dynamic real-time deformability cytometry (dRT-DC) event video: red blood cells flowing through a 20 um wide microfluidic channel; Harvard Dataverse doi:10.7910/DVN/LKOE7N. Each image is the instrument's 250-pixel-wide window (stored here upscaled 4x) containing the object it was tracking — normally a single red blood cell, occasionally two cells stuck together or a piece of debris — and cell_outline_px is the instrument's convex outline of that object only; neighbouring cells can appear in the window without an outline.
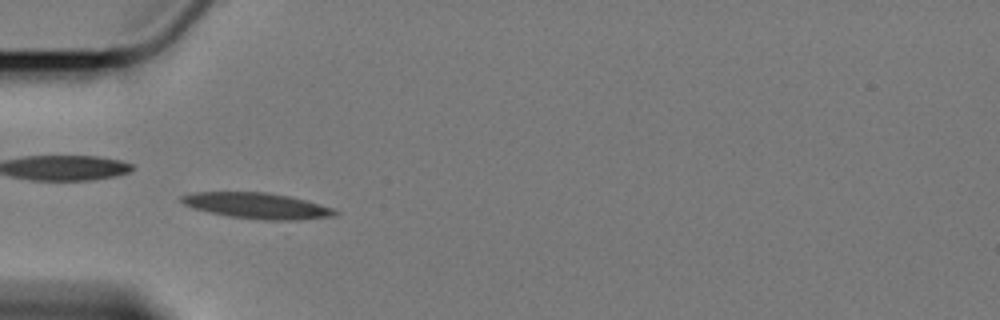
{"species": "Egyptian fruit bat (a non-hibernating species)", "species_latin": "Rousettus aegyptiacus", "temperature_condition": "cold", "stored_images_in_passage": 30, "camera_frame_rate_fps": 3000, "um_per_image_px": 0.085, "animal": {"sex": "female"}, "frame": {"image": 1, "passage_image": 17, "time_ms": 5.333, "image_size_px": [1000, 320], "cell_outline_px": [[340, 212], [336, 216], [296, 220], [264, 220], [228, 216], [208, 212], [184, 204], [180, 200], [180, 196], [192, 192], [268, 192], [288, 196], [304, 200], [332, 208]], "centroid_in_image_um": [21.85, 17.49], "position_along_channel_um": 63.2, "area_um2": 23.0}}
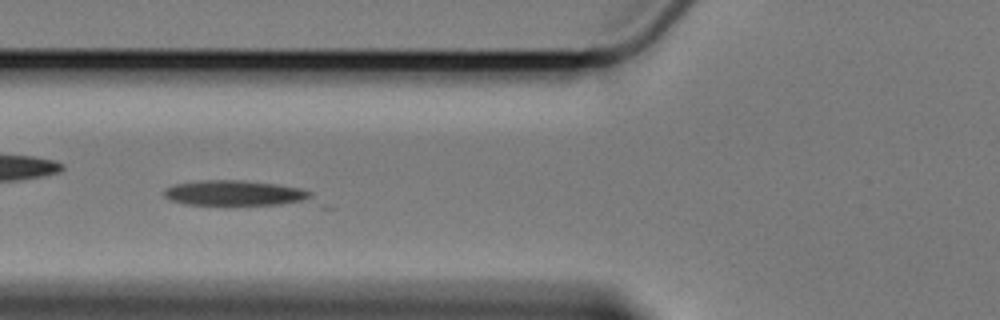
{"frame": {"image": 2, "passage_image": 21, "time_ms": 6.667, "image_size_px": [1000, 320], "cell_outline_px": [[312, 200], [280, 204], [232, 208], [224, 208], [184, 204], [168, 200], [164, 196], [164, 188], [176, 184], [200, 180], [244, 180], [276, 184], [300, 188], [312, 192]], "centroid_in_image_um": [19.92, 16.47], "position_along_channel_um": 105.9, "area_um2": 23.06}}
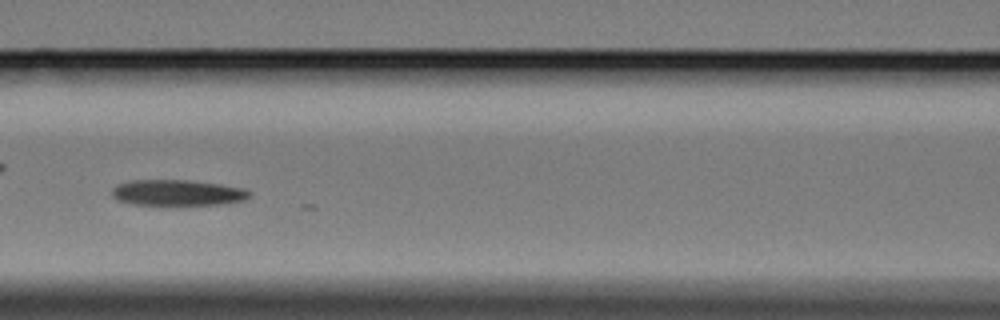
{"frame": {"image": 3, "passage_image": 25, "time_ms": 8.0, "image_size_px": [1000, 320], "cell_outline_px": [[252, 196], [244, 200], [224, 204], [164, 208], [132, 204], [116, 200], [112, 196], [112, 188], [116, 184], [132, 180], [188, 180], [220, 184], [248, 188], [252, 192]], "centroid_in_image_um": [15.1, 16.43], "position_along_channel_um": 151.5, "area_um2": 22.2}}